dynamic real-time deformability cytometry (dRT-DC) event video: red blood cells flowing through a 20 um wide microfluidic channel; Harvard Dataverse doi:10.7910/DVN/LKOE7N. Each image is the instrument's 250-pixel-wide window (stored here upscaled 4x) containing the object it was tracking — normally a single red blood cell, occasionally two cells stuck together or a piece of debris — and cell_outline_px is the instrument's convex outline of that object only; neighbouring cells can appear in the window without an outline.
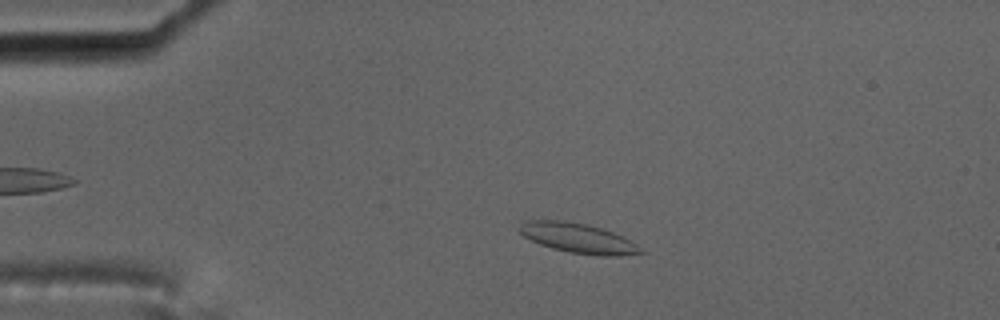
{"species": "common noctule bat (a hibernating species)", "species_latin": "Nyctalus noctula", "temperature_condition": "cold", "stored_images_in_passage": 55, "camera_frame_rate_fps": 3000, "um_per_image_px": 0.085, "animal": {"sex": "male", "body_mass_g": 17.5, "forearm_length_mm": 52.3}, "frame": {"image": 1, "passage_image": 9, "time_ms": 2.667, "image_size_px": [1000, 320], "cell_outline_px": [[648, 252], [620, 256], [600, 256], [568, 252], [552, 248], [540, 244], [524, 236], [516, 228], [520, 224], [528, 220], [564, 220], [584, 224], [600, 228], [612, 232], [636, 244]], "centroid_in_image_um": [49.13, 20.25], "position_along_channel_um": 35.9, "area_um2": 20.98}}